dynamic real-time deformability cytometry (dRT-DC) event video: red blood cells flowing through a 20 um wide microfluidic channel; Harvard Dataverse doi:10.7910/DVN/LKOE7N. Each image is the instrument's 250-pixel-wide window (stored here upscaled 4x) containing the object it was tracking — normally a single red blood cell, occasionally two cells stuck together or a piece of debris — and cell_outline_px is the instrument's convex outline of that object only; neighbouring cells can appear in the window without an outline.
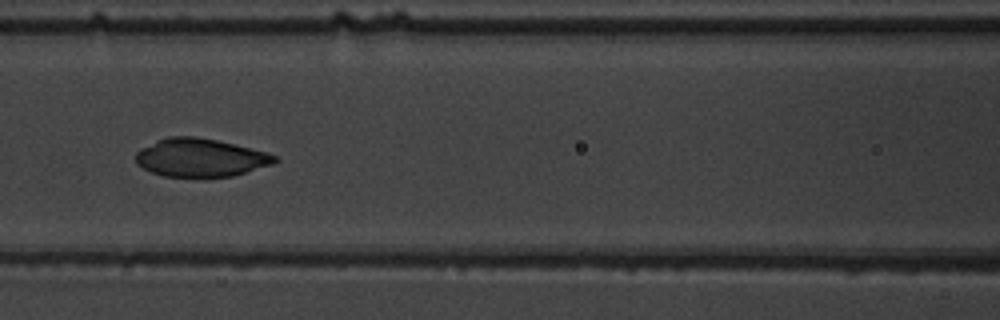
{"species": "common noctule bat (a hibernating species)", "species_latin": "Nyctalus noctula", "temperature_condition": "warm", "stored_images_in_passage": 56, "camera_frame_rate_fps": 3000, "um_per_image_px": 0.085, "animal": {"sex": "male", "body_mass_g": 19.5, "forearm_length_mm": 54.6}, "frame": {"image": 1, "passage_image": 26, "time_ms": 8.333, "image_size_px": [1000, 320], "cell_outline_px": [[280, 160], [272, 164], [232, 176], [164, 176], [152, 172], [136, 164], [136, 152], [140, 148], [168, 136], [192, 136], [216, 140], [264, 152], [276, 156]], "centroid_in_image_um": [17.0, 13.39], "position_along_channel_um": 149.6, "area_um2": 30.35}}
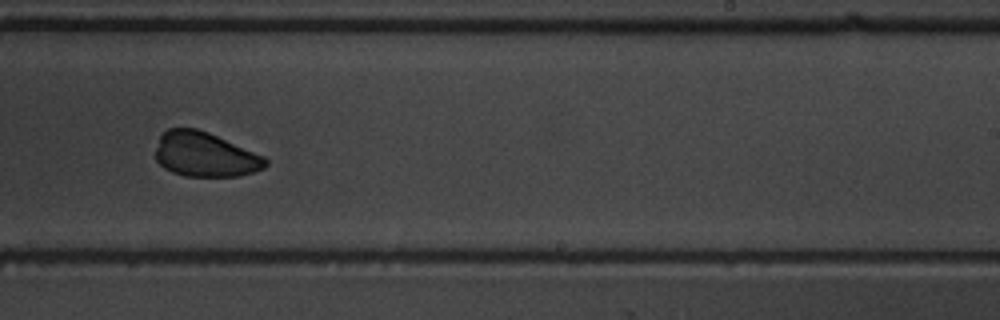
{"frame": {"image": 2, "passage_image": 36, "time_ms": 11.667, "image_size_px": [1000, 320], "cell_outline_px": [[268, 164], [264, 168], [240, 176], [184, 176], [172, 172], [164, 168], [156, 160], [156, 148], [160, 136], [168, 128], [196, 128], [208, 132], [264, 156], [268, 160]], "centroid_in_image_um": [17.42, 13.14], "position_along_channel_um": 271.6, "area_um2": 28.5}}
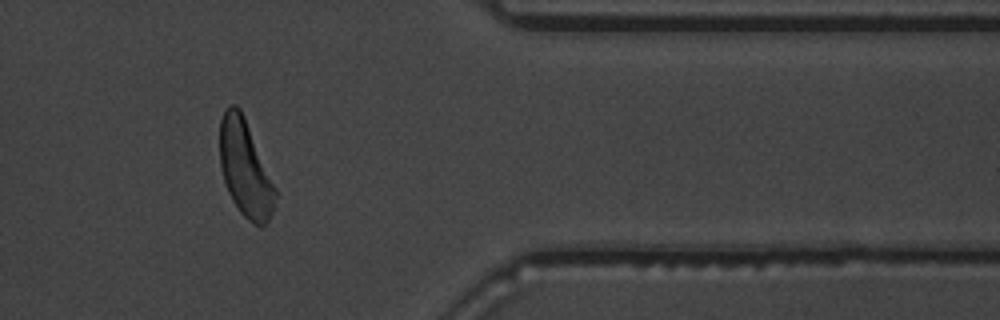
{"frame": {"image": 3, "passage_image": 47, "time_ms": 15.333, "image_size_px": [1000, 320], "cell_outline_px": [[276, 196], [272, 212], [268, 220], [260, 228], [252, 224], [240, 212], [232, 200], [228, 192], [220, 168], [220, 120], [228, 104], [236, 104], [240, 108], [244, 116], [276, 188]], "centroid_in_image_um": [20.83, 14.33], "position_along_channel_um": 390.6, "area_um2": 31.1}}